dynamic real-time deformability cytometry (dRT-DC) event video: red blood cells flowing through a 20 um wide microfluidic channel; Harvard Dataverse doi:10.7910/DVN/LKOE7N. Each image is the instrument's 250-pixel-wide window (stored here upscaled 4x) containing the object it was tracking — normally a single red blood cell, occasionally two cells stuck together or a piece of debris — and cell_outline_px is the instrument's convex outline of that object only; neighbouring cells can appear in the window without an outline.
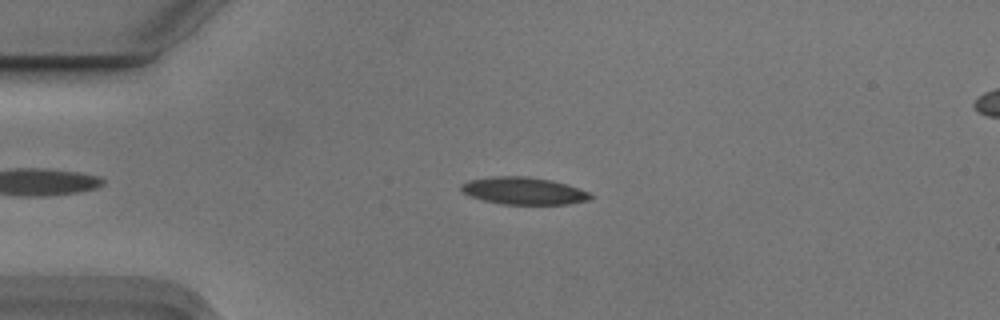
{"species": "Egyptian fruit bat (a non-hibernating species)", "species_latin": "Rousettus aegyptiacus", "temperature_condition": "cold", "stored_images_in_passage": 49, "camera_frame_rate_fps": 3000, "um_per_image_px": 0.085, "animal": {"sex": "male"}, "frame": {"image": 1, "passage_image": 12, "time_ms": 3.667, "image_size_px": [1000, 320], "cell_outline_px": [[592, 196], [588, 200], [568, 204], [500, 204], [484, 200], [472, 196], [464, 192], [460, 188], [460, 184], [468, 180], [488, 176], [528, 176], [552, 180], [568, 184], [588, 192]], "centroid_in_image_um": [44.49, 16.21], "position_along_channel_um": 40.5, "area_um2": 20.58}}
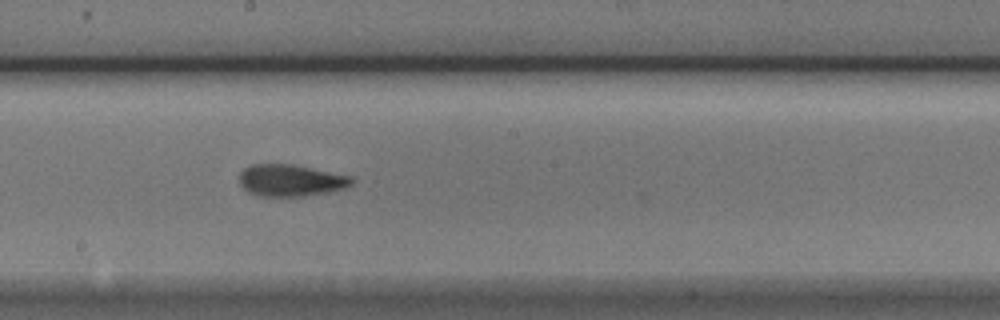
{"frame": {"image": 2, "passage_image": 29, "time_ms": 9.333, "image_size_px": [1000, 320], "cell_outline_px": [[356, 180], [352, 184], [344, 188], [328, 192], [304, 196], [256, 196], [248, 192], [240, 184], [240, 172], [244, 168], [252, 164], [292, 164], [352, 176]], "centroid_in_image_um": [24.72, 15.33], "position_along_channel_um": 223.5, "area_um2": 20.92}}
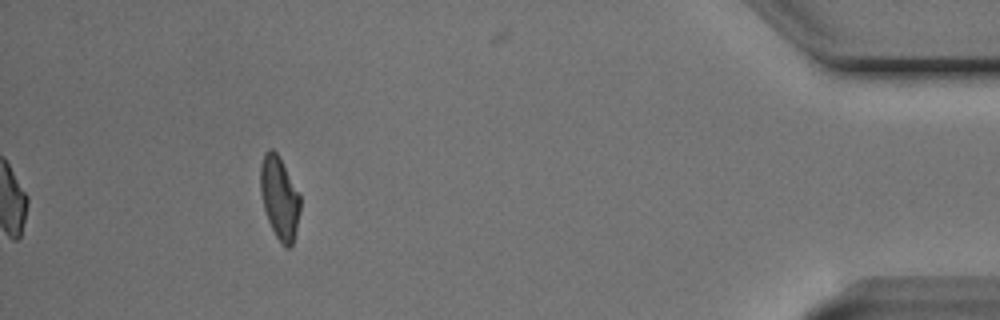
{"frame": {"image": 3, "passage_image": 49, "time_ms": 16.0, "image_size_px": [1000, 320], "cell_outline_px": [[300, 212], [292, 244], [288, 248], [284, 248], [280, 244], [268, 220], [264, 208], [260, 192], [260, 164], [264, 152], [268, 148], [272, 148], [280, 156], [300, 196]], "centroid_in_image_um": [23.74, 16.78], "position_along_channel_um": 411.5, "area_um2": 19.25}, "authors_computed_cell_mechanics": {"area_um2": 20.2878, "velocity_mm_per_s": 3.7285, "shape_relaxation_time_tau1_ms": 5.5915, "shape_relaxation_time_tau2_ms": 2.8183, "deformation_change_tau1": 0.1708, "deformation_change_tau2": 0.1049}}